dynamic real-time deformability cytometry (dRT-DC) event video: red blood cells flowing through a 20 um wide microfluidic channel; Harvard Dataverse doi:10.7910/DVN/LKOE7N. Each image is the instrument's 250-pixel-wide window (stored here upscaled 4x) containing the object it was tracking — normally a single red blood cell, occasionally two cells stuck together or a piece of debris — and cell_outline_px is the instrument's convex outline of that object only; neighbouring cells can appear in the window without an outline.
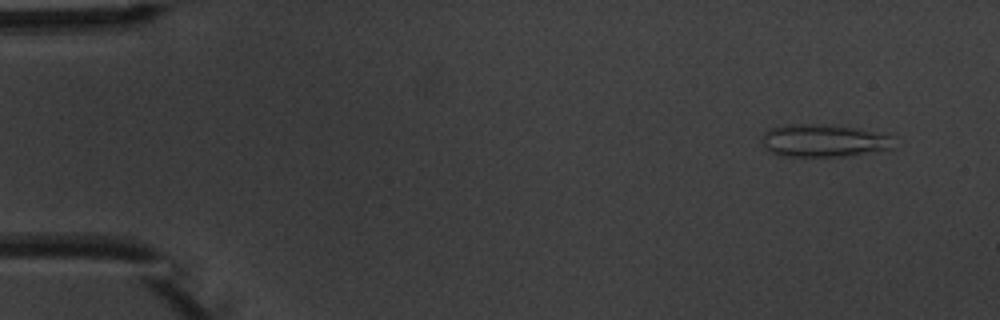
{"species": "common noctule bat (a hibernating species)", "species_latin": "Nyctalus noctula", "temperature_condition": "warm", "stored_images_in_passage": 4, "camera_frame_rate_fps": 3000, "um_per_image_px": 0.085, "animal": {"sex": "male", "body_mass_g": 20.1, "forearm_length_mm": 53.5}, "frame": {"image": 1, "passage_image": 1, "time_ms": 0.0, "image_size_px": [1000, 320], "cell_outline_px": [[892, 148], [844, 156], [780, 156], [764, 148], [764, 132], [768, 128], [788, 124], [840, 124], [888, 136]], "centroid_in_image_um": [69.91, 11.94], "position_along_channel_um": 15.1, "area_um2": 24.68}}